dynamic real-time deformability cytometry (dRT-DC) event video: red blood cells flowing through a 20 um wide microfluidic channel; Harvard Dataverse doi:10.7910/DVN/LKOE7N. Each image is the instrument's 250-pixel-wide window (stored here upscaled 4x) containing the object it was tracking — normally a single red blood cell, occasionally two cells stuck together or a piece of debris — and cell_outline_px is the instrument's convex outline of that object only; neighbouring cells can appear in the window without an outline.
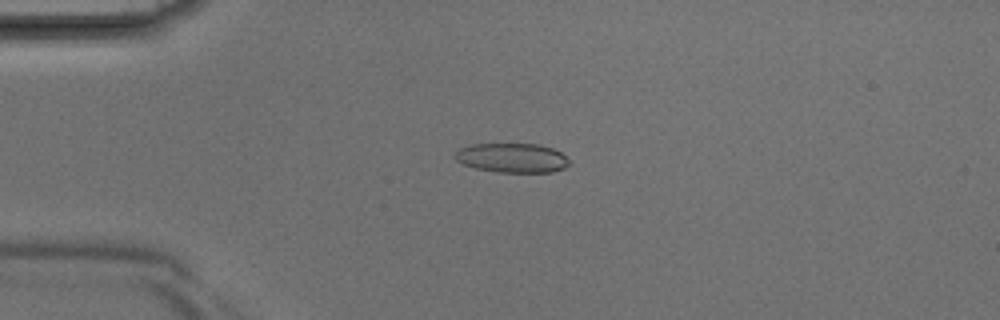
{"species": "Egyptian fruit bat (a non-hibernating species)", "species_latin": "Rousettus aegyptiacus", "temperature_condition": "room temperature", "stored_images_in_passage": 38, "camera_frame_rate_fps": 3000, "um_per_image_px": 0.085, "animal": {"sex": "male"}, "frame": {"image": 1, "passage_image": 7, "time_ms": 2.0, "image_size_px": [1000, 320], "cell_outline_px": [[572, 164], [564, 168], [552, 172], [496, 172], [476, 168], [464, 164], [456, 160], [456, 152], [460, 148], [472, 144], [536, 144], [552, 148], [560, 152]], "centroid_in_image_um": [43.55, 13.42], "position_along_channel_um": 41.4, "area_um2": 19.42}}
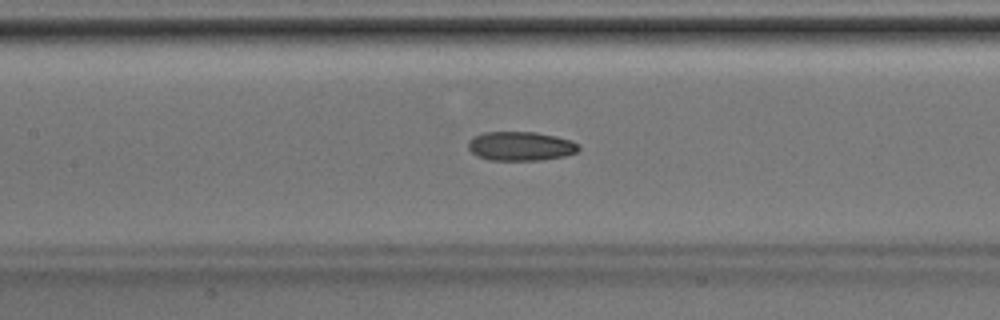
{"frame": {"image": 2, "passage_image": 16, "time_ms": 5.0, "image_size_px": [1000, 320], "cell_outline_px": [[580, 148], [576, 152], [564, 156], [540, 160], [492, 160], [476, 156], [468, 148], [468, 140], [472, 136], [484, 132], [536, 132], [556, 136], [572, 140]], "centroid_in_image_um": [44.22, 12.41], "position_along_channel_um": 163.2, "area_um2": 18.79}}
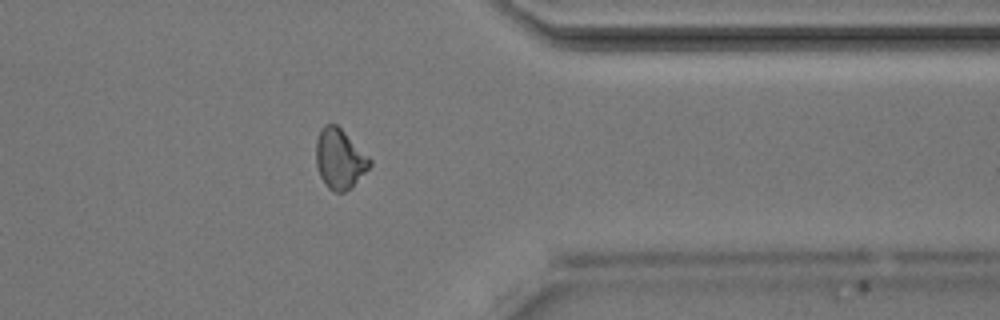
{"frame": {"image": 3, "passage_image": 30, "time_ms": 9.667, "image_size_px": [1000, 320], "cell_outline_px": [[372, 164], [344, 192], [336, 192], [328, 188], [324, 184], [320, 176], [316, 164], [316, 140], [320, 128], [324, 124], [336, 124], [372, 160]], "centroid_in_image_um": [28.82, 13.48], "position_along_channel_um": 382.6, "area_um2": 18.38}}